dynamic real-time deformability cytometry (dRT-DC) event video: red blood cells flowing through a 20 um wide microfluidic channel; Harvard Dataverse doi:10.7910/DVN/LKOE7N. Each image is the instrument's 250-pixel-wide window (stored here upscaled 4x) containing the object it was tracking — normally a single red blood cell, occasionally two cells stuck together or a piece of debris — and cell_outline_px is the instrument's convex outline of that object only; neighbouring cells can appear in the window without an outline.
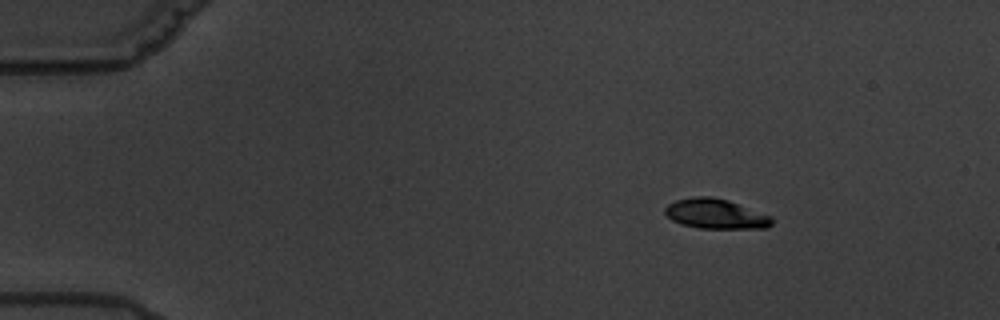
{"species": "common noctule bat (a hibernating species)", "species_latin": "Nyctalus noctula", "temperature_condition": "warm", "stored_images_in_passage": 6, "camera_frame_rate_fps": 3000, "um_per_image_px": 0.085, "animal": {"sex": "male", "body_mass_g": 19.5, "forearm_length_mm": 54.6}, "frame": {"image": 1, "passage_image": 2, "time_ms": 2.0, "image_size_px": [1000, 320], "cell_outline_px": [[776, 220], [768, 228], [700, 228], [680, 224], [672, 220], [664, 212], [664, 208], [668, 204], [676, 200], [692, 196], [712, 196], [728, 200], [772, 216]], "centroid_in_image_um": [60.85, 18.17], "position_along_channel_um": 24.2, "area_um2": 18.79}}
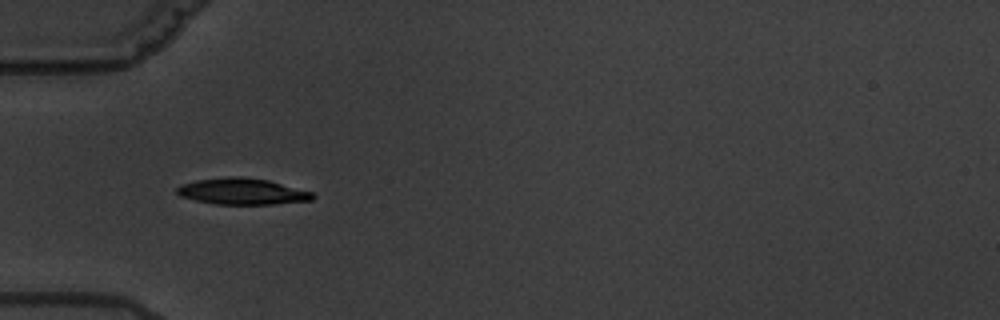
{"frame": {"image": 2, "passage_image": 5, "time_ms": 5.667, "image_size_px": [1000, 320], "cell_outline_px": [[316, 196], [312, 200], [272, 204], [216, 204], [196, 200], [180, 196], [176, 192], [176, 188], [180, 184], [196, 180], [228, 176], [244, 176], [268, 180], [312, 192]], "centroid_in_image_um": [20.56, 16.26], "position_along_channel_um": 64.4, "area_um2": 20.81}}